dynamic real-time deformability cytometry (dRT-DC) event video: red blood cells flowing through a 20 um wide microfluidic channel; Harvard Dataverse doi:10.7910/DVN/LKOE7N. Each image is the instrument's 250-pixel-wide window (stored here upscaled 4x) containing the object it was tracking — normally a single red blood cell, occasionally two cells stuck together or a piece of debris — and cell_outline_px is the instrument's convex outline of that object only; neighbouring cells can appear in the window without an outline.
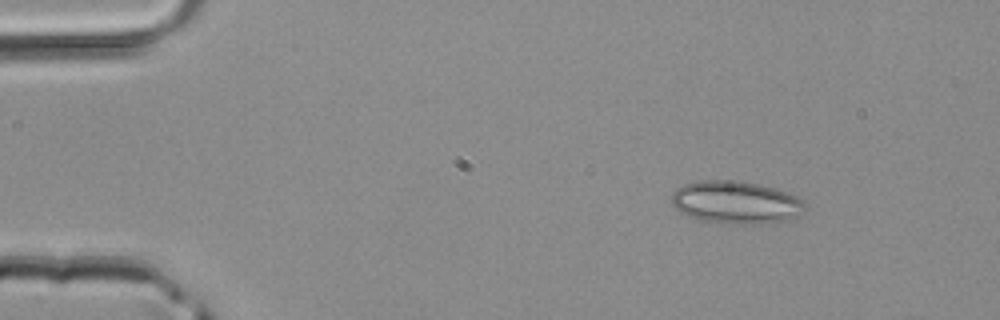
{"species": "common noctule bat (a hibernating species)", "species_latin": "Nyctalus noctula", "temperature_condition": "room temperature", "stored_images_in_passage": 3, "camera_frame_rate_fps": 3000, "um_per_image_px": 0.085, "animal": {"sex": "male", "body_mass_g": 20.4}, "frame": {"image": 1, "passage_image": 1, "time_ms": 0.0, "image_size_px": [1000, 320], "cell_outline_px": [[804, 212], [796, 216], [784, 220], [768, 224], [724, 224], [700, 220], [688, 216], [680, 212], [672, 204], [672, 192], [676, 188], [684, 184], [700, 180], [736, 180], [760, 184], [776, 188], [800, 196], [804, 200]], "centroid_in_image_um": [62.56, 17.2], "position_along_channel_um": 22.4, "area_um2": 33.76}}